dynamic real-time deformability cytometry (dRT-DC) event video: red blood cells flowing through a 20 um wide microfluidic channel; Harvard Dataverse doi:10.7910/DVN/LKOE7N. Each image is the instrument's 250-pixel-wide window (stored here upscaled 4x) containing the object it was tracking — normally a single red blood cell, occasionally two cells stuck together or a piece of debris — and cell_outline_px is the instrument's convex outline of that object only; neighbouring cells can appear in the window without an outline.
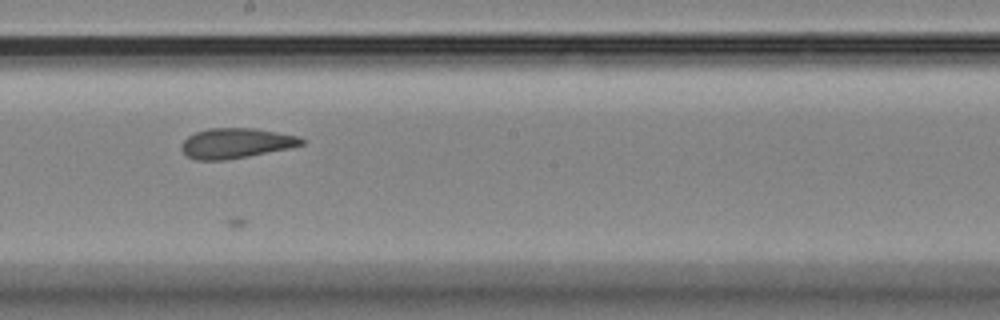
{"species": "Egyptian fruit bat (a non-hibernating species)", "species_latin": "Rousettus aegyptiacus", "temperature_condition": "room temperature", "stored_images_in_passage": 24, "camera_frame_rate_fps": 3000, "um_per_image_px": 0.085, "animal": {"sex": "female"}, "frame": {"image": 1, "passage_image": 15, "time_ms": 4.667, "image_size_px": [1000, 320], "cell_outline_px": [[304, 144], [292, 148], [228, 160], [196, 160], [188, 156], [180, 148], [180, 144], [188, 136], [196, 132], [208, 128], [256, 128], [300, 136], [304, 140]], "centroid_in_image_um": [20.08, 12.17], "position_along_channel_um": 228.1, "area_um2": 21.33}}
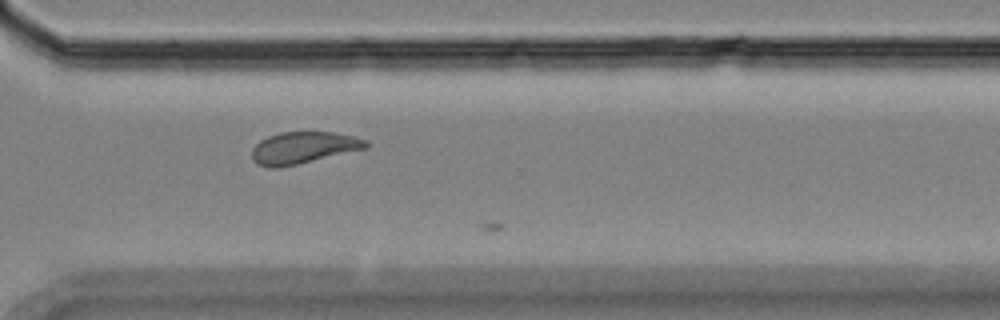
{"frame": {"image": 2, "passage_image": 23, "time_ms": 7.333, "image_size_px": [1000, 320], "cell_outline_px": [[368, 148], [280, 168], [268, 168], [256, 164], [252, 160], [252, 148], [260, 140], [268, 136], [280, 132], [332, 132], [352, 136], [368, 140]], "centroid_in_image_um": [25.76, 12.57], "position_along_channel_um": 344.8, "area_um2": 21.27}}